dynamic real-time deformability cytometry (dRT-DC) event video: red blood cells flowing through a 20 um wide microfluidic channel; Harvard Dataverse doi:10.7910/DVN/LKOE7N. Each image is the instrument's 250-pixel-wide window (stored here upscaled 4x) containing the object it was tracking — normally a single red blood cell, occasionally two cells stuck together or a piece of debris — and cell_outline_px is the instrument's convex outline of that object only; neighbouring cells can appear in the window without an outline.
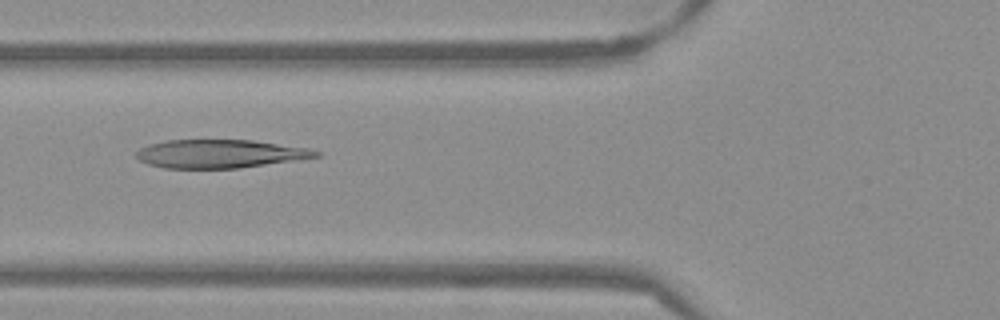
{"species": "Egyptian fruit bat (a non-hibernating species)", "species_latin": "Rousettus aegyptiacus", "temperature_condition": "warm", "stored_images_in_passage": 52, "camera_frame_rate_fps": 3000, "um_per_image_px": 0.085, "frame": {"image": 1, "passage_image": 19, "time_ms": 6.0, "image_size_px": [1000, 320], "cell_outline_px": [[324, 152], [320, 156], [240, 168], [164, 168], [148, 164], [140, 160], [136, 156], [136, 152], [140, 148], [148, 144], [164, 140], [252, 140], [308, 148]], "centroid_in_image_um": [18.68, 13.06], "position_along_channel_um": 107.1, "area_um2": 29.65}}
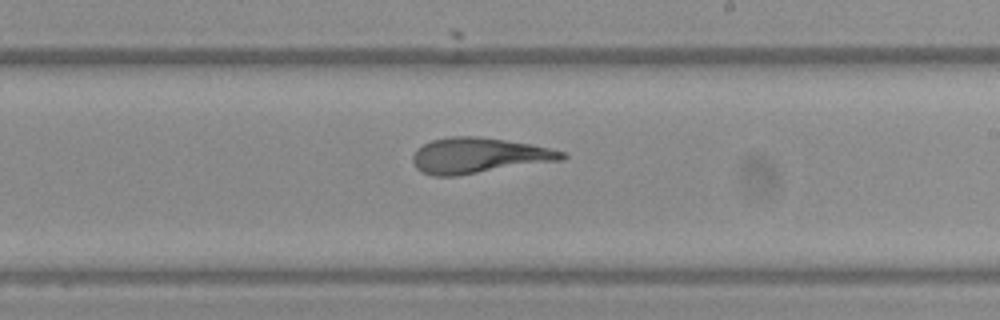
{"frame": {"image": 2, "passage_image": 30, "time_ms": 9.667, "image_size_px": [1000, 320], "cell_outline_px": [[568, 156], [564, 160], [456, 176], [432, 176], [420, 172], [416, 168], [412, 160], [412, 156], [416, 148], [432, 140], [452, 136], [476, 136], [532, 144], [564, 152]], "centroid_in_image_um": [40.67, 13.23], "position_along_channel_um": 248.3, "area_um2": 31.04}}
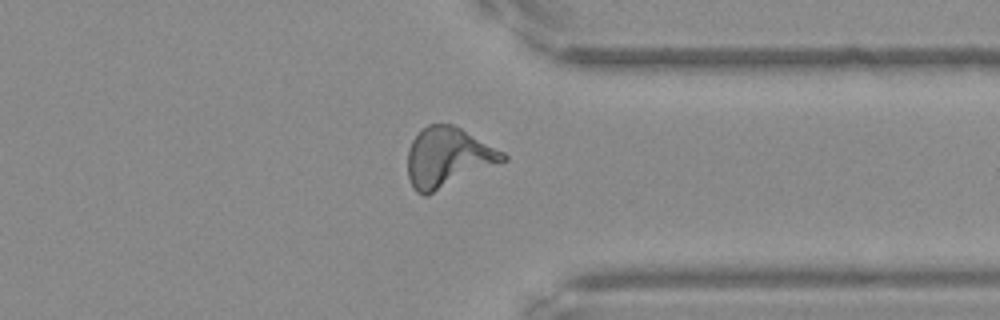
{"frame": {"image": 3, "passage_image": 40, "time_ms": 13.0, "image_size_px": [1000, 320], "cell_outline_px": [[508, 160], [428, 196], [424, 196], [416, 192], [412, 188], [408, 176], [408, 148], [412, 140], [420, 128], [428, 124], [452, 124], [460, 128], [504, 152], [508, 156]], "centroid_in_image_um": [38.05, 13.4], "position_along_channel_um": 373.3, "area_um2": 33.58}}